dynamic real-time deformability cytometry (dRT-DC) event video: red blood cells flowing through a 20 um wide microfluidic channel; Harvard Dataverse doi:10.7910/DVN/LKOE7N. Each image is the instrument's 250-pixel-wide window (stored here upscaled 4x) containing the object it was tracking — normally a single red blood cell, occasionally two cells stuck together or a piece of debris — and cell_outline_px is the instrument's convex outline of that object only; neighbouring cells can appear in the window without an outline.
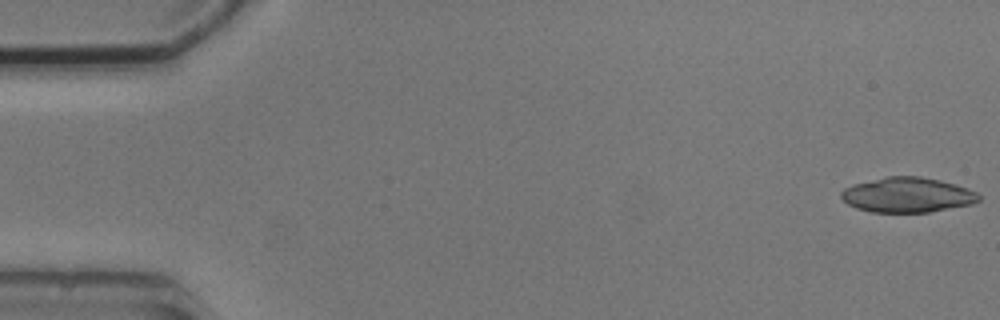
{"species": "common noctule bat (a hibernating species)", "species_latin": "Nyctalus noctula", "temperature_condition": "cold", "stored_images_in_passage": 4, "camera_frame_rate_fps": 3000, "um_per_image_px": 0.085, "animal": {"sex": "male", "body_mass_g": 20.5, "forearm_length_mm": 52.5}, "frame": {"image": 1, "passage_image": 1, "time_ms": 0.0, "image_size_px": [1000, 320], "cell_outline_px": [[980, 200], [972, 204], [928, 212], [872, 212], [856, 208], [848, 204], [840, 196], [840, 192], [844, 188], [852, 184], [888, 176], [920, 176], [940, 180], [968, 188], [976, 192], [980, 196]], "centroid_in_image_um": [77.12, 16.56], "position_along_channel_um": 7.9, "area_um2": 28.03}}